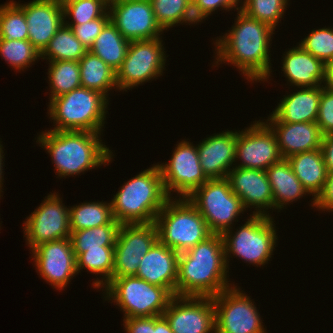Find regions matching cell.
I'll use <instances>...</instances> for the list:
<instances>
[{"mask_svg":"<svg viewBox=\"0 0 333 333\" xmlns=\"http://www.w3.org/2000/svg\"><path fill=\"white\" fill-rule=\"evenodd\" d=\"M321 151L323 154L324 163L326 165L327 173L333 171V133L323 136Z\"/></svg>","mask_w":333,"mask_h":333,"instance_id":"cell-46","label":"cell"},{"mask_svg":"<svg viewBox=\"0 0 333 333\" xmlns=\"http://www.w3.org/2000/svg\"><path fill=\"white\" fill-rule=\"evenodd\" d=\"M114 266V246H101V249H87L76 258L77 273L83 268L93 274H100L101 280L93 282L94 288H103L112 279ZM104 279V280H103Z\"/></svg>","mask_w":333,"mask_h":333,"instance_id":"cell-32","label":"cell"},{"mask_svg":"<svg viewBox=\"0 0 333 333\" xmlns=\"http://www.w3.org/2000/svg\"><path fill=\"white\" fill-rule=\"evenodd\" d=\"M154 223L158 240L178 253L212 235L203 216L187 198H169Z\"/></svg>","mask_w":333,"mask_h":333,"instance_id":"cell-6","label":"cell"},{"mask_svg":"<svg viewBox=\"0 0 333 333\" xmlns=\"http://www.w3.org/2000/svg\"><path fill=\"white\" fill-rule=\"evenodd\" d=\"M241 11L248 17L276 28L280 18L284 16L288 0H244Z\"/></svg>","mask_w":333,"mask_h":333,"instance_id":"cell-37","label":"cell"},{"mask_svg":"<svg viewBox=\"0 0 333 333\" xmlns=\"http://www.w3.org/2000/svg\"><path fill=\"white\" fill-rule=\"evenodd\" d=\"M324 88L333 92V59L325 64Z\"/></svg>","mask_w":333,"mask_h":333,"instance_id":"cell-48","label":"cell"},{"mask_svg":"<svg viewBox=\"0 0 333 333\" xmlns=\"http://www.w3.org/2000/svg\"><path fill=\"white\" fill-rule=\"evenodd\" d=\"M240 0H192L193 15L196 22H201V20L210 16L212 12L222 8V10H228L236 8L241 10V6L238 7ZM237 6V7H236Z\"/></svg>","mask_w":333,"mask_h":333,"instance_id":"cell-42","label":"cell"},{"mask_svg":"<svg viewBox=\"0 0 333 333\" xmlns=\"http://www.w3.org/2000/svg\"><path fill=\"white\" fill-rule=\"evenodd\" d=\"M237 131L215 133L196 145L201 168L208 179L226 178L235 162Z\"/></svg>","mask_w":333,"mask_h":333,"instance_id":"cell-21","label":"cell"},{"mask_svg":"<svg viewBox=\"0 0 333 333\" xmlns=\"http://www.w3.org/2000/svg\"><path fill=\"white\" fill-rule=\"evenodd\" d=\"M315 207L333 212V171L327 173V179L323 191L315 199Z\"/></svg>","mask_w":333,"mask_h":333,"instance_id":"cell-45","label":"cell"},{"mask_svg":"<svg viewBox=\"0 0 333 333\" xmlns=\"http://www.w3.org/2000/svg\"><path fill=\"white\" fill-rule=\"evenodd\" d=\"M242 160L235 167L266 171L272 164L283 159L276 135L271 127L262 121L237 131L235 160Z\"/></svg>","mask_w":333,"mask_h":333,"instance_id":"cell-15","label":"cell"},{"mask_svg":"<svg viewBox=\"0 0 333 333\" xmlns=\"http://www.w3.org/2000/svg\"><path fill=\"white\" fill-rule=\"evenodd\" d=\"M157 240L155 223L121 224L114 246L112 277L136 275L141 259Z\"/></svg>","mask_w":333,"mask_h":333,"instance_id":"cell-14","label":"cell"},{"mask_svg":"<svg viewBox=\"0 0 333 333\" xmlns=\"http://www.w3.org/2000/svg\"><path fill=\"white\" fill-rule=\"evenodd\" d=\"M14 2L24 11L28 40L42 53L64 24L63 8L55 0H33L23 5Z\"/></svg>","mask_w":333,"mask_h":333,"instance_id":"cell-20","label":"cell"},{"mask_svg":"<svg viewBox=\"0 0 333 333\" xmlns=\"http://www.w3.org/2000/svg\"><path fill=\"white\" fill-rule=\"evenodd\" d=\"M70 230L78 231L105 224H120L112 215L111 203L84 202L69 208Z\"/></svg>","mask_w":333,"mask_h":333,"instance_id":"cell-30","label":"cell"},{"mask_svg":"<svg viewBox=\"0 0 333 333\" xmlns=\"http://www.w3.org/2000/svg\"><path fill=\"white\" fill-rule=\"evenodd\" d=\"M250 216L235 234L229 229L221 235L227 268L231 254L256 266L265 265L273 255L278 237L274 228V219L271 215Z\"/></svg>","mask_w":333,"mask_h":333,"instance_id":"cell-8","label":"cell"},{"mask_svg":"<svg viewBox=\"0 0 333 333\" xmlns=\"http://www.w3.org/2000/svg\"><path fill=\"white\" fill-rule=\"evenodd\" d=\"M236 287H228L212 297L215 333H267L251 298Z\"/></svg>","mask_w":333,"mask_h":333,"instance_id":"cell-11","label":"cell"},{"mask_svg":"<svg viewBox=\"0 0 333 333\" xmlns=\"http://www.w3.org/2000/svg\"><path fill=\"white\" fill-rule=\"evenodd\" d=\"M287 160L303 187L313 196L312 207H314L315 199L323 191L327 179V169L321 149L294 154Z\"/></svg>","mask_w":333,"mask_h":333,"instance_id":"cell-26","label":"cell"},{"mask_svg":"<svg viewBox=\"0 0 333 333\" xmlns=\"http://www.w3.org/2000/svg\"><path fill=\"white\" fill-rule=\"evenodd\" d=\"M167 195L158 164L127 181L110 201L113 218L120 224L154 223Z\"/></svg>","mask_w":333,"mask_h":333,"instance_id":"cell-4","label":"cell"},{"mask_svg":"<svg viewBox=\"0 0 333 333\" xmlns=\"http://www.w3.org/2000/svg\"><path fill=\"white\" fill-rule=\"evenodd\" d=\"M130 41L109 21L100 32L89 51L117 71L126 57Z\"/></svg>","mask_w":333,"mask_h":333,"instance_id":"cell-29","label":"cell"},{"mask_svg":"<svg viewBox=\"0 0 333 333\" xmlns=\"http://www.w3.org/2000/svg\"><path fill=\"white\" fill-rule=\"evenodd\" d=\"M176 146L170 161L158 167L169 198H173L171 191L177 192L180 198H188L208 178L201 168L197 147L183 140Z\"/></svg>","mask_w":333,"mask_h":333,"instance_id":"cell-12","label":"cell"},{"mask_svg":"<svg viewBox=\"0 0 333 333\" xmlns=\"http://www.w3.org/2000/svg\"><path fill=\"white\" fill-rule=\"evenodd\" d=\"M283 57L282 71L291 85L318 87L325 80V64L305 51L300 45L287 50Z\"/></svg>","mask_w":333,"mask_h":333,"instance_id":"cell-25","label":"cell"},{"mask_svg":"<svg viewBox=\"0 0 333 333\" xmlns=\"http://www.w3.org/2000/svg\"><path fill=\"white\" fill-rule=\"evenodd\" d=\"M0 55L16 70H24L41 57V53L27 40L0 39Z\"/></svg>","mask_w":333,"mask_h":333,"instance_id":"cell-38","label":"cell"},{"mask_svg":"<svg viewBox=\"0 0 333 333\" xmlns=\"http://www.w3.org/2000/svg\"><path fill=\"white\" fill-rule=\"evenodd\" d=\"M81 87L95 90L108 98V91L117 87L116 71L89 50L79 60Z\"/></svg>","mask_w":333,"mask_h":333,"instance_id":"cell-28","label":"cell"},{"mask_svg":"<svg viewBox=\"0 0 333 333\" xmlns=\"http://www.w3.org/2000/svg\"><path fill=\"white\" fill-rule=\"evenodd\" d=\"M179 254L157 240L141 259L135 276L176 295Z\"/></svg>","mask_w":333,"mask_h":333,"instance_id":"cell-22","label":"cell"},{"mask_svg":"<svg viewBox=\"0 0 333 333\" xmlns=\"http://www.w3.org/2000/svg\"><path fill=\"white\" fill-rule=\"evenodd\" d=\"M48 75L50 100L81 87L79 61H50Z\"/></svg>","mask_w":333,"mask_h":333,"instance_id":"cell-35","label":"cell"},{"mask_svg":"<svg viewBox=\"0 0 333 333\" xmlns=\"http://www.w3.org/2000/svg\"><path fill=\"white\" fill-rule=\"evenodd\" d=\"M87 51L88 49L76 38L72 29L63 24L49 41L40 58L48 59L49 62L79 61Z\"/></svg>","mask_w":333,"mask_h":333,"instance_id":"cell-31","label":"cell"},{"mask_svg":"<svg viewBox=\"0 0 333 333\" xmlns=\"http://www.w3.org/2000/svg\"><path fill=\"white\" fill-rule=\"evenodd\" d=\"M0 39L27 40L28 25L24 11L12 0L0 5Z\"/></svg>","mask_w":333,"mask_h":333,"instance_id":"cell-36","label":"cell"},{"mask_svg":"<svg viewBox=\"0 0 333 333\" xmlns=\"http://www.w3.org/2000/svg\"><path fill=\"white\" fill-rule=\"evenodd\" d=\"M150 2L155 20L163 31L178 23L197 24L193 15L192 0H150Z\"/></svg>","mask_w":333,"mask_h":333,"instance_id":"cell-34","label":"cell"},{"mask_svg":"<svg viewBox=\"0 0 333 333\" xmlns=\"http://www.w3.org/2000/svg\"><path fill=\"white\" fill-rule=\"evenodd\" d=\"M155 333H173L168 321L163 315L155 316Z\"/></svg>","mask_w":333,"mask_h":333,"instance_id":"cell-47","label":"cell"},{"mask_svg":"<svg viewBox=\"0 0 333 333\" xmlns=\"http://www.w3.org/2000/svg\"><path fill=\"white\" fill-rule=\"evenodd\" d=\"M266 123L276 135L283 159H287L294 154L321 148L323 135L316 122L284 123L282 121H267Z\"/></svg>","mask_w":333,"mask_h":333,"instance_id":"cell-23","label":"cell"},{"mask_svg":"<svg viewBox=\"0 0 333 333\" xmlns=\"http://www.w3.org/2000/svg\"><path fill=\"white\" fill-rule=\"evenodd\" d=\"M127 333H155V316L124 318Z\"/></svg>","mask_w":333,"mask_h":333,"instance_id":"cell-44","label":"cell"},{"mask_svg":"<svg viewBox=\"0 0 333 333\" xmlns=\"http://www.w3.org/2000/svg\"><path fill=\"white\" fill-rule=\"evenodd\" d=\"M237 14L232 30L216 39V66L218 62H230L248 81H267L272 72L269 46L275 29L241 10Z\"/></svg>","mask_w":333,"mask_h":333,"instance_id":"cell-1","label":"cell"},{"mask_svg":"<svg viewBox=\"0 0 333 333\" xmlns=\"http://www.w3.org/2000/svg\"><path fill=\"white\" fill-rule=\"evenodd\" d=\"M108 0H76L63 7L65 25H79L101 17L108 10ZM67 16V17H66ZM71 17V18H70Z\"/></svg>","mask_w":333,"mask_h":333,"instance_id":"cell-39","label":"cell"},{"mask_svg":"<svg viewBox=\"0 0 333 333\" xmlns=\"http://www.w3.org/2000/svg\"><path fill=\"white\" fill-rule=\"evenodd\" d=\"M101 133L90 131L41 132L37 141L51 155L59 177L80 174L112 161V151L103 144Z\"/></svg>","mask_w":333,"mask_h":333,"instance_id":"cell-3","label":"cell"},{"mask_svg":"<svg viewBox=\"0 0 333 333\" xmlns=\"http://www.w3.org/2000/svg\"><path fill=\"white\" fill-rule=\"evenodd\" d=\"M300 88L297 92L284 96L267 121L316 122L324 86Z\"/></svg>","mask_w":333,"mask_h":333,"instance_id":"cell-24","label":"cell"},{"mask_svg":"<svg viewBox=\"0 0 333 333\" xmlns=\"http://www.w3.org/2000/svg\"><path fill=\"white\" fill-rule=\"evenodd\" d=\"M316 123L323 136L333 133V92L325 88L322 90L320 96Z\"/></svg>","mask_w":333,"mask_h":333,"instance_id":"cell-43","label":"cell"},{"mask_svg":"<svg viewBox=\"0 0 333 333\" xmlns=\"http://www.w3.org/2000/svg\"><path fill=\"white\" fill-rule=\"evenodd\" d=\"M2 149H3V146L1 145V141H0V194H1V192H3V191H1V189H2V186H1V185L3 184L2 181L4 180V179L2 178V177H3V176H2V175H3V174H2V173H3V171H2V170H3V169H2L3 166H2V165H3V163H4V162H2V161H3L2 159L4 158V157H3V156H4V155H3L4 152H3ZM0 197H1V195H0Z\"/></svg>","mask_w":333,"mask_h":333,"instance_id":"cell-49","label":"cell"},{"mask_svg":"<svg viewBox=\"0 0 333 333\" xmlns=\"http://www.w3.org/2000/svg\"><path fill=\"white\" fill-rule=\"evenodd\" d=\"M110 21L109 10H107L101 17L92 21L82 23L79 25H66L70 27L76 38L86 47L90 49L95 39L103 30L105 25Z\"/></svg>","mask_w":333,"mask_h":333,"instance_id":"cell-41","label":"cell"},{"mask_svg":"<svg viewBox=\"0 0 333 333\" xmlns=\"http://www.w3.org/2000/svg\"><path fill=\"white\" fill-rule=\"evenodd\" d=\"M31 251L37 271L54 288L63 290L78 274L70 237L41 243Z\"/></svg>","mask_w":333,"mask_h":333,"instance_id":"cell-18","label":"cell"},{"mask_svg":"<svg viewBox=\"0 0 333 333\" xmlns=\"http://www.w3.org/2000/svg\"><path fill=\"white\" fill-rule=\"evenodd\" d=\"M299 45L326 64L333 59V28L313 29Z\"/></svg>","mask_w":333,"mask_h":333,"instance_id":"cell-40","label":"cell"},{"mask_svg":"<svg viewBox=\"0 0 333 333\" xmlns=\"http://www.w3.org/2000/svg\"><path fill=\"white\" fill-rule=\"evenodd\" d=\"M161 38L131 41L121 67L116 71L118 89L125 90L159 77L166 55Z\"/></svg>","mask_w":333,"mask_h":333,"instance_id":"cell-10","label":"cell"},{"mask_svg":"<svg viewBox=\"0 0 333 333\" xmlns=\"http://www.w3.org/2000/svg\"><path fill=\"white\" fill-rule=\"evenodd\" d=\"M121 224H105L84 230L72 231L70 239L77 258L87 249H101V246H115Z\"/></svg>","mask_w":333,"mask_h":333,"instance_id":"cell-33","label":"cell"},{"mask_svg":"<svg viewBox=\"0 0 333 333\" xmlns=\"http://www.w3.org/2000/svg\"><path fill=\"white\" fill-rule=\"evenodd\" d=\"M272 188L274 209L282 210L289 202L309 194L296 177L287 159L272 164L266 170ZM285 205V206H284Z\"/></svg>","mask_w":333,"mask_h":333,"instance_id":"cell-27","label":"cell"},{"mask_svg":"<svg viewBox=\"0 0 333 333\" xmlns=\"http://www.w3.org/2000/svg\"><path fill=\"white\" fill-rule=\"evenodd\" d=\"M187 199L203 216L212 234L222 235L232 229L231 224L246 210L227 178L208 179Z\"/></svg>","mask_w":333,"mask_h":333,"instance_id":"cell-9","label":"cell"},{"mask_svg":"<svg viewBox=\"0 0 333 333\" xmlns=\"http://www.w3.org/2000/svg\"><path fill=\"white\" fill-rule=\"evenodd\" d=\"M110 21L128 41L160 38L150 0H111L108 4Z\"/></svg>","mask_w":333,"mask_h":333,"instance_id":"cell-16","label":"cell"},{"mask_svg":"<svg viewBox=\"0 0 333 333\" xmlns=\"http://www.w3.org/2000/svg\"><path fill=\"white\" fill-rule=\"evenodd\" d=\"M55 1L63 8L65 5L76 0H55Z\"/></svg>","mask_w":333,"mask_h":333,"instance_id":"cell-50","label":"cell"},{"mask_svg":"<svg viewBox=\"0 0 333 333\" xmlns=\"http://www.w3.org/2000/svg\"><path fill=\"white\" fill-rule=\"evenodd\" d=\"M107 104L105 95L83 87L52 98L48 110L55 127L50 130L101 133Z\"/></svg>","mask_w":333,"mask_h":333,"instance_id":"cell-5","label":"cell"},{"mask_svg":"<svg viewBox=\"0 0 333 333\" xmlns=\"http://www.w3.org/2000/svg\"><path fill=\"white\" fill-rule=\"evenodd\" d=\"M227 273L223 238L212 234L179 254L176 296L214 297L230 287Z\"/></svg>","mask_w":333,"mask_h":333,"instance_id":"cell-2","label":"cell"},{"mask_svg":"<svg viewBox=\"0 0 333 333\" xmlns=\"http://www.w3.org/2000/svg\"><path fill=\"white\" fill-rule=\"evenodd\" d=\"M104 287L107 295L104 298H112L125 313L124 318L162 316L175 296L169 289L135 275L112 277Z\"/></svg>","mask_w":333,"mask_h":333,"instance_id":"cell-7","label":"cell"},{"mask_svg":"<svg viewBox=\"0 0 333 333\" xmlns=\"http://www.w3.org/2000/svg\"><path fill=\"white\" fill-rule=\"evenodd\" d=\"M226 178L245 209L252 206L256 208L253 214L265 216L269 215L265 210H273L274 199L266 171L233 166Z\"/></svg>","mask_w":333,"mask_h":333,"instance_id":"cell-19","label":"cell"},{"mask_svg":"<svg viewBox=\"0 0 333 333\" xmlns=\"http://www.w3.org/2000/svg\"><path fill=\"white\" fill-rule=\"evenodd\" d=\"M163 316L173 333H215V305L212 297L175 295Z\"/></svg>","mask_w":333,"mask_h":333,"instance_id":"cell-17","label":"cell"},{"mask_svg":"<svg viewBox=\"0 0 333 333\" xmlns=\"http://www.w3.org/2000/svg\"><path fill=\"white\" fill-rule=\"evenodd\" d=\"M57 193L45 197L24 222V234L30 250L41 243L70 237L69 208Z\"/></svg>","mask_w":333,"mask_h":333,"instance_id":"cell-13","label":"cell"}]
</instances>
